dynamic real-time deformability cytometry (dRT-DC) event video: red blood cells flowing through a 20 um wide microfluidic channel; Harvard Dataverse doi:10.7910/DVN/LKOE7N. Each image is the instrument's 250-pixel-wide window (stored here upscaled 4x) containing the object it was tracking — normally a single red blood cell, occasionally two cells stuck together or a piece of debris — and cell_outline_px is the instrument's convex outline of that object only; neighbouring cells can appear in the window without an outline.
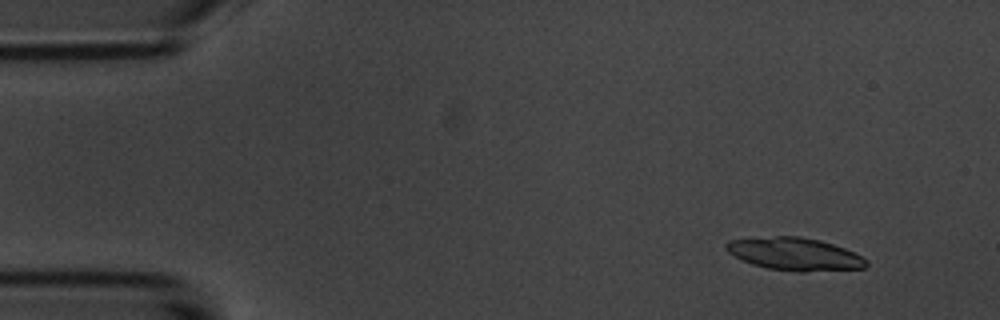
{"species": "common noctule bat (a hibernating species)", "species_latin": "Nyctalus noctula", "temperature_condition": "room temperature", "stored_images_in_passage": 6, "segment_of_instrument_passage": [1, 2], "camera_frame_rate_fps": 3000, "um_per_image_px": 0.085, "animal": {"sex": "male", "body_mass_g": 20.1, "forearm_length_mm": 53.5}, "frame": {"image": 1, "passage_image": 2, "time_ms": 1.0, "image_size_px": [1000, 320], "cell_outline_px": [[868, 264], [864, 268], [804, 272], [796, 272], [768, 268], [752, 264], [728, 252], [724, 248], [724, 244], [728, 240], [776, 236], [800, 236], [820, 240], [844, 248], [868, 260]], "centroid_in_image_um": [67.54, 21.59], "position_along_channel_um": 17.5, "area_um2": 26.59}}